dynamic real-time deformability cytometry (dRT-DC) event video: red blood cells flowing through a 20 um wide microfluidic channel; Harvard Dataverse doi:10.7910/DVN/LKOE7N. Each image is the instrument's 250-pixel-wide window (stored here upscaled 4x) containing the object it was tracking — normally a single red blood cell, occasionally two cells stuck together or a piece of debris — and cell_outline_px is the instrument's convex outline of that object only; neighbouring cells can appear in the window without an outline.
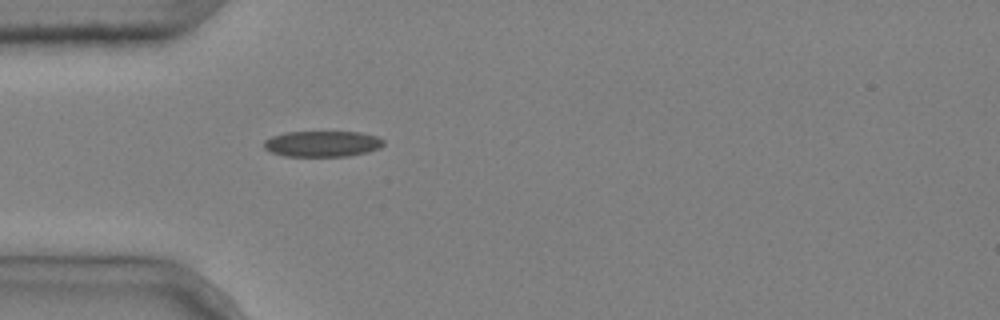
{"species": "common noctule bat (a hibernating species)", "species_latin": "Nyctalus noctula", "temperature_condition": "cold", "stored_images_in_passage": 1, "camera_frame_rate_fps": 3000, "um_per_image_px": 0.085, "animal": {"sex": "male", "body_mass_g": 20.4}, "frame": {"image": 1, "passage_image": 1, "time_ms": 0.0, "image_size_px": [1000, 320], "cell_outline_px": [[384, 144], [380, 148], [368, 152], [348, 156], [284, 156], [272, 152], [264, 148], [264, 140], [272, 136], [284, 132], [360, 132], [380, 136], [384, 140]], "centroid_in_image_um": [27.43, 12.22], "position_along_channel_um": 57.6, "area_um2": 18.21}}